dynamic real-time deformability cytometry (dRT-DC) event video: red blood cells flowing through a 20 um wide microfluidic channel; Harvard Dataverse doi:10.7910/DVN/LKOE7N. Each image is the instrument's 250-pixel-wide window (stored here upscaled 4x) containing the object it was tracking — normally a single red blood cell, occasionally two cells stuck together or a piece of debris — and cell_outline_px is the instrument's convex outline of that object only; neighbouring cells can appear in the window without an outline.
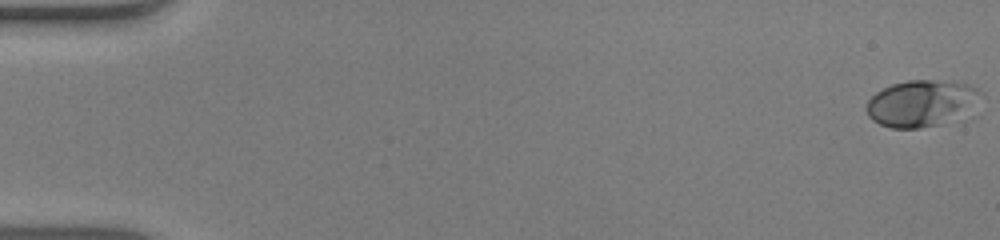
{"species": "human", "species_latin": "Homo sapiens", "temperature_condition": "warm", "stored_images_in_passage": 53, "camera_frame_rate_fps": 3000, "um_per_image_px": 0.085, "donor": {"sex": "male"}, "frame": {"image": 1, "passage_image": 1, "time_ms": 0.0, "image_size_px": [1000, 240], "cell_outline_px": [[984, 96], [940, 124], [920, 128], [892, 128], [880, 124], [872, 120], [868, 116], [868, 100], [876, 92], [892, 84], [908, 80], [932, 80], [968, 84], [984, 92]], "centroid_in_image_um": [78.24, 8.75], "position_along_channel_um": 6.8, "area_um2": 29.88}}
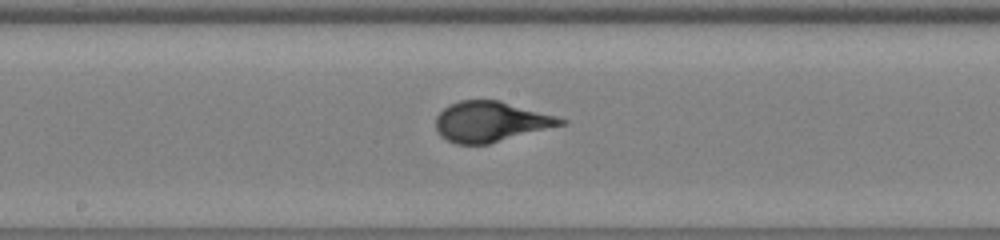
{"frame": {"image": 2, "passage_image": 29, "time_ms": 9.333, "image_size_px": [1000, 240], "cell_outline_px": [[568, 124], [488, 144], [456, 144], [440, 136], [436, 132], [436, 116], [448, 104], [460, 100], [500, 100], [556, 116], [568, 120]], "centroid_in_image_um": [41.72, 10.34], "position_along_channel_um": 206.5, "area_um2": 29.59}}
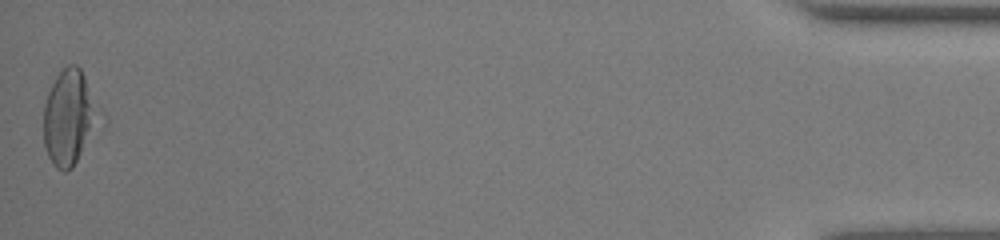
{"frame": {"image": 3, "passage_image": 53, "time_ms": 17.333, "image_size_px": [1000, 240], "cell_outline_px": [[108, 120], [104, 128], [72, 168], [64, 172], [56, 168], [52, 164], [44, 148], [44, 104], [48, 92], [56, 76], [68, 64], [76, 64], [80, 68], [108, 116]], "centroid_in_image_um": [6.06, 10.03], "position_along_channel_um": 429.1, "area_um2": 33.29}}